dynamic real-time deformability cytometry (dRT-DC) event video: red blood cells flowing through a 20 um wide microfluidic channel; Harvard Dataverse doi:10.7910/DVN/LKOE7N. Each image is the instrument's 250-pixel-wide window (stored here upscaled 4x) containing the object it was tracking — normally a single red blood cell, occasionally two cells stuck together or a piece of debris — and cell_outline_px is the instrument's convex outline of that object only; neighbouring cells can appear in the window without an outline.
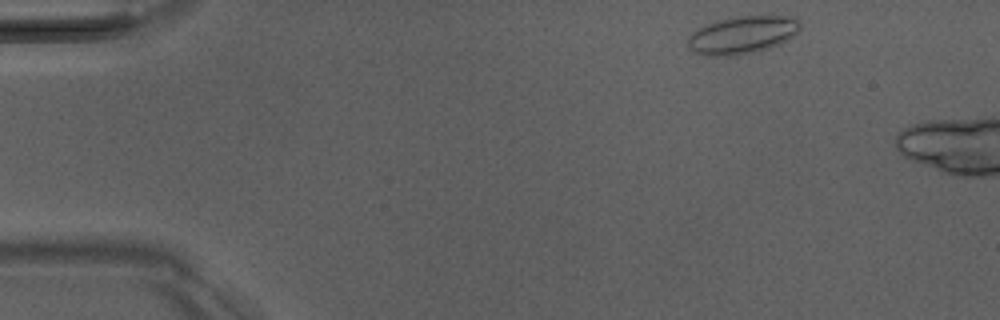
{"species": "Egyptian fruit bat (a non-hibernating species)", "species_latin": "Rousettus aegyptiacus", "temperature_condition": "room temperature", "stored_images_in_passage": 6, "camera_frame_rate_fps": 3000, "um_per_image_px": 0.085, "animal": {"sex": "male"}, "frame": {"image": 1, "passage_image": 1, "time_ms": 0.0, "image_size_px": [1000, 320], "cell_outline_px": [[800, 28], [792, 36], [780, 44], [768, 48], [752, 52], [732, 56], [708, 56], [692, 52], [688, 48], [688, 36], [696, 28], [716, 20], [736, 16], [796, 16], [800, 20]], "centroid_in_image_um": [63.06, 2.96], "position_along_channel_um": 21.9, "area_um2": 24.91}}